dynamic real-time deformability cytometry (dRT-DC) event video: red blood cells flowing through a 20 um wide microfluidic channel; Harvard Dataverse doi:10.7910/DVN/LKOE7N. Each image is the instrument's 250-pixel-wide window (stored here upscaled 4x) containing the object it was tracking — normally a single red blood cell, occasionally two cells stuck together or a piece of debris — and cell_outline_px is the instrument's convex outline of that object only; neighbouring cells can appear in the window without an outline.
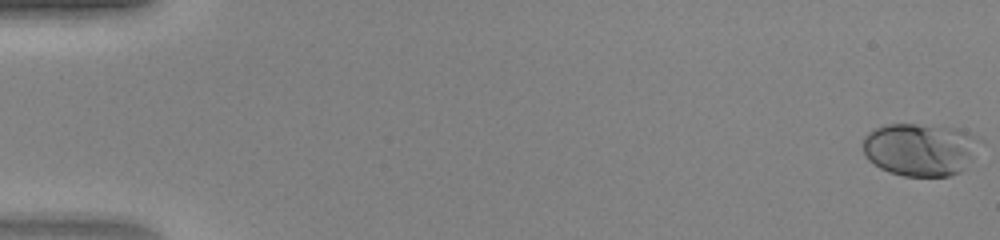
{"species": "human", "species_latin": "Homo sapiens", "temperature_condition": "warm", "stored_images_in_passage": 48, "camera_frame_rate_fps": 3000, "um_per_image_px": 0.085, "donor": {"sex": "female"}, "frame": {"image": 1, "passage_image": 1, "time_ms": 0.0, "image_size_px": [1000, 240], "cell_outline_px": [[984, 140], [972, 160], [960, 172], [948, 176], [904, 176], [888, 172], [880, 168], [868, 160], [864, 156], [864, 136], [868, 132], [884, 124], [916, 124], [956, 128], [972, 132], [980, 136]], "centroid_in_image_um": [78.27, 12.69], "position_along_channel_um": 6.7, "area_um2": 36.65}}
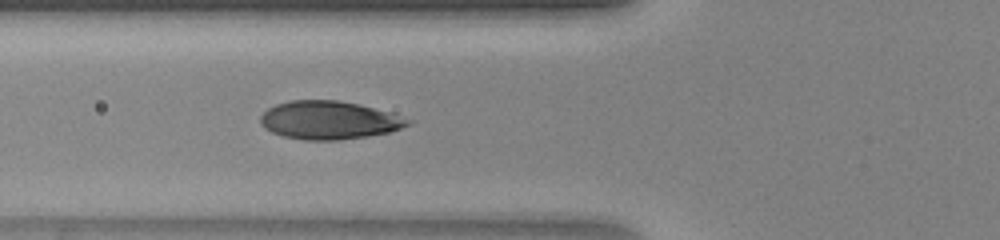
{"frame": {"image": 2, "passage_image": 19, "time_ms": 6.0, "image_size_px": [1000, 240], "cell_outline_px": [[416, 120], [412, 124], [392, 132], [368, 136], [340, 140], [304, 140], [284, 136], [272, 132], [264, 128], [260, 124], [260, 116], [268, 108], [276, 104], [292, 100], [340, 100], [360, 104]], "centroid_in_image_um": [28.02, 10.22], "position_along_channel_um": 97.8, "area_um2": 33.18}}
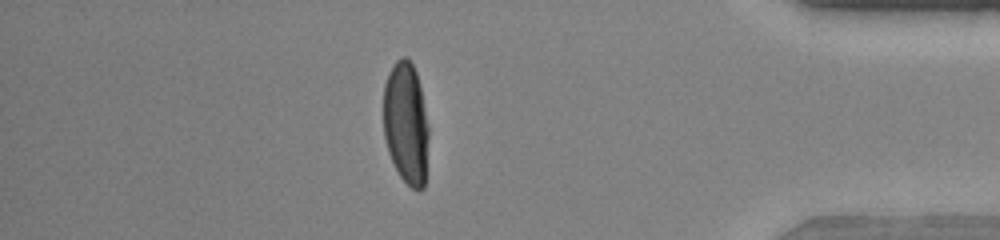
{"frame": {"image": 3, "passage_image": 42, "time_ms": 13.667, "image_size_px": [1000, 240], "cell_outline_px": [[428, 136], [424, 188], [420, 192], [412, 188], [400, 176], [388, 152], [384, 136], [384, 84], [388, 72], [396, 60], [400, 56], [408, 56], [416, 72], [420, 88], [428, 128]], "centroid_in_image_um": [34.5, 10.45], "position_along_channel_um": 400.7, "area_um2": 32.08}}